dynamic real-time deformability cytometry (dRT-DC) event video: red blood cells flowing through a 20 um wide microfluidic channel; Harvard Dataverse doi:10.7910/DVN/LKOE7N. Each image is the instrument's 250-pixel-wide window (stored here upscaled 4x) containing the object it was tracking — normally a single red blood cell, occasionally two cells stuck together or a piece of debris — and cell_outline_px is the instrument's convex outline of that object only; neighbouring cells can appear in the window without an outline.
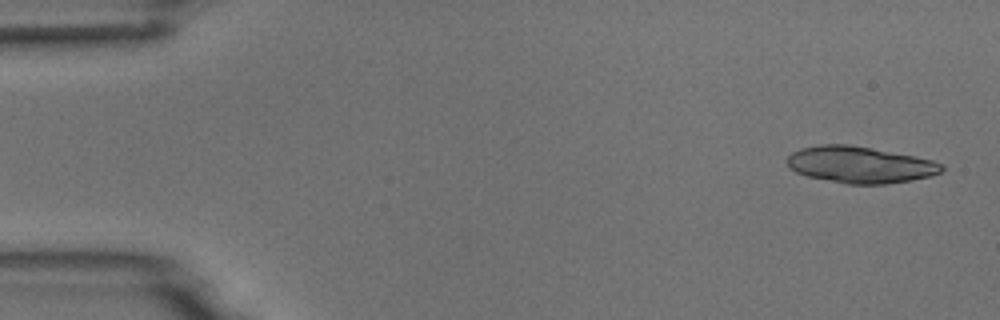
{"species": "common noctule bat (a hibernating species)", "species_latin": "Nyctalus noctula", "temperature_condition": "room temperature", "stored_images_in_passage": 5, "camera_frame_rate_fps": 3000, "um_per_image_px": 0.085, "animal": {"sex": "male", "body_mass_g": 18.8}, "frame": {"image": 1, "passage_image": 1, "time_ms": 0.0, "image_size_px": [1000, 320], "cell_outline_px": [[944, 168], [940, 172], [932, 176], [912, 180], [884, 184], [848, 184], [808, 176], [796, 172], [788, 168], [784, 160], [792, 152], [800, 148], [820, 144], [848, 144], [912, 156], [932, 160], [944, 164]], "centroid_in_image_um": [73.06, 14.0], "position_along_channel_um": 11.9, "area_um2": 32.89}}